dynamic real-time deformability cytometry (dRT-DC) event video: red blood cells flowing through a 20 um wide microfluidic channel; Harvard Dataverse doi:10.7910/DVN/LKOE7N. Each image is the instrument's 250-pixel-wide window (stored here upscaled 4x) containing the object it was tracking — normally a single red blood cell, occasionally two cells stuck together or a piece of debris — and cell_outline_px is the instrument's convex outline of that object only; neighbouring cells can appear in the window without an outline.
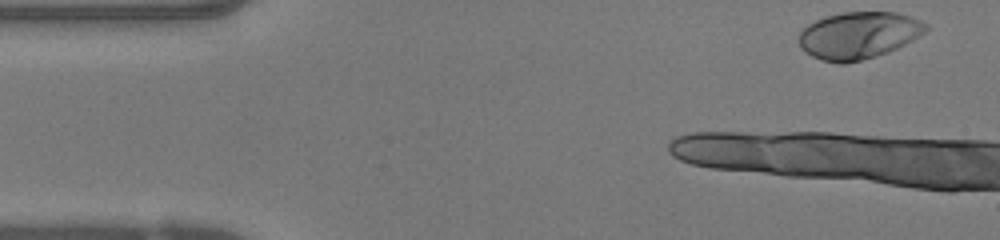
{"species": "human", "species_latin": "Homo sapiens", "temperature_condition": "warm", "stored_images_in_passage": 10, "camera_frame_rate_fps": 3000, "um_per_image_px": 0.085, "donor": {"sex": "female"}, "frame": {"image": 1, "passage_image": 1, "time_ms": 0.0, "image_size_px": [1000, 240], "cell_outline_px": [[928, 28], [924, 32], [912, 40], [888, 52], [876, 56], [844, 64], [836, 64], [820, 60], [804, 52], [800, 48], [796, 40], [800, 32], [808, 24], [824, 16], [844, 12], [896, 12], [920, 20], [928, 24]], "centroid_in_image_um": [72.92, 3.01], "position_along_channel_um": 12.1, "area_um2": 35.03}}